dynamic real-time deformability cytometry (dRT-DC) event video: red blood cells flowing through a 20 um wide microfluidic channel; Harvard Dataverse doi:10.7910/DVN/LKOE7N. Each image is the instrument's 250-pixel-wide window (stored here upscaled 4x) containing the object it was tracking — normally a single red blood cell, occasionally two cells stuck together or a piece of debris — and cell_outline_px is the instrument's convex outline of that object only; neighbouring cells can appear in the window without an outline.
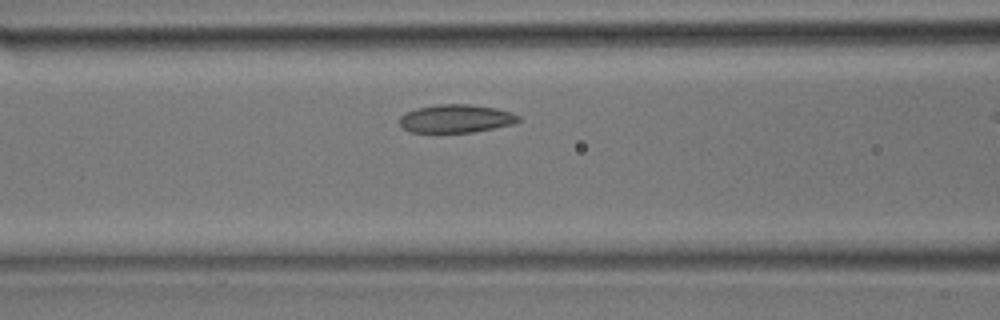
{"species": "common noctule bat (a hibernating species)", "species_latin": "Nyctalus noctula", "temperature_condition": "room temperature", "stored_images_in_passage": 6, "camera_frame_rate_fps": 3000, "um_per_image_px": 0.085, "animal": {"sex": "male", "body_mass_g": 17.9}, "frame": {"image": 1, "passage_image": 5, "time_ms": 1.333, "image_size_px": [1000, 320], "cell_outline_px": [[520, 120], [512, 124], [472, 132], [408, 132], [400, 124], [400, 116], [416, 108], [436, 104], [472, 104], [496, 108], [512, 112], [520, 116]], "centroid_in_image_um": [38.76, 10.07], "position_along_channel_um": 127.8, "area_um2": 19.48}}